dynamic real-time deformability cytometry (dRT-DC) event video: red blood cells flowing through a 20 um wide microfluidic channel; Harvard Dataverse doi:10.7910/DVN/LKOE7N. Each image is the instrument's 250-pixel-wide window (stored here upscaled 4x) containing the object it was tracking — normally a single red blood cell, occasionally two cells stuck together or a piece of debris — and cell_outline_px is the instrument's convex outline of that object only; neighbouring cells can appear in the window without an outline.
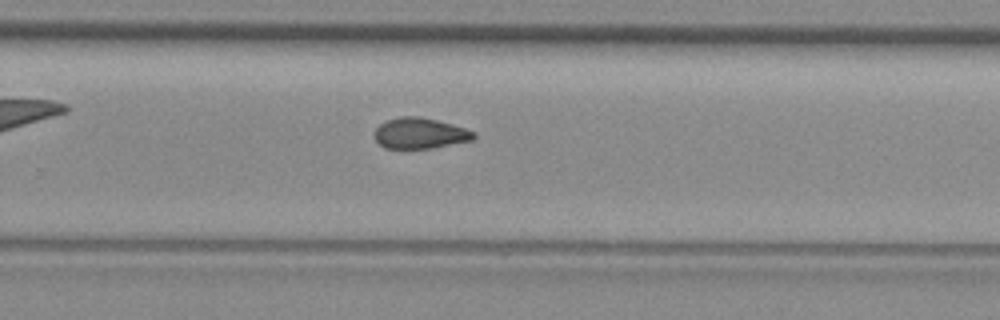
{"species": "common noctule bat (a hibernating species)", "species_latin": "Nyctalus noctula", "temperature_condition": "room temperature", "stored_images_in_passage": 35, "segment_of_instrument_passage": [2, 2], "camera_frame_rate_fps": 3000, "um_per_image_px": 0.085, "animal": {"sex": "female", "body_mass_g": 29.2, "forearm_length_mm": 56.3}, "frame": {"image": 1, "passage_image": 19, "time_ms": 6.0, "image_size_px": [1000, 320], "cell_outline_px": [[476, 136], [472, 140], [432, 148], [384, 148], [376, 140], [376, 128], [380, 124], [388, 120], [400, 116], [420, 116], [452, 124], [476, 132]], "centroid_in_image_um": [35.72, 11.32], "position_along_channel_um": 294.1, "area_um2": 17.63}}
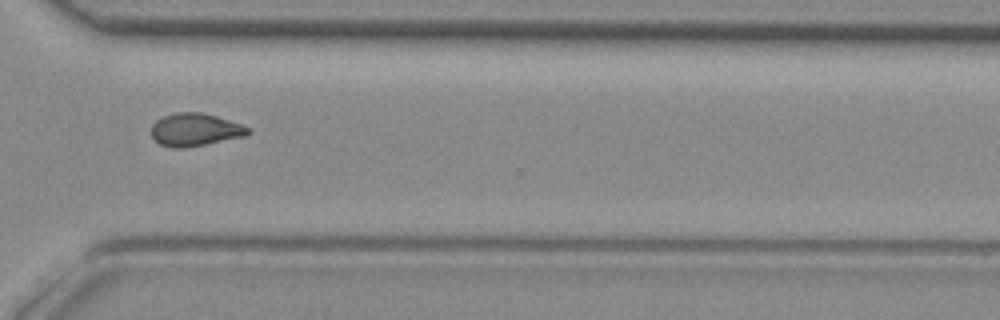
{"frame": {"image": 2, "passage_image": 23, "time_ms": 7.333, "image_size_px": [1000, 320], "cell_outline_px": [[252, 132], [248, 136], [184, 148], [172, 148], [160, 144], [152, 136], [152, 124], [156, 120], [164, 116], [176, 112], [204, 112], [240, 124], [248, 128]], "centroid_in_image_um": [16.6, 11.03], "position_along_channel_um": 354.0, "area_um2": 18.5}}
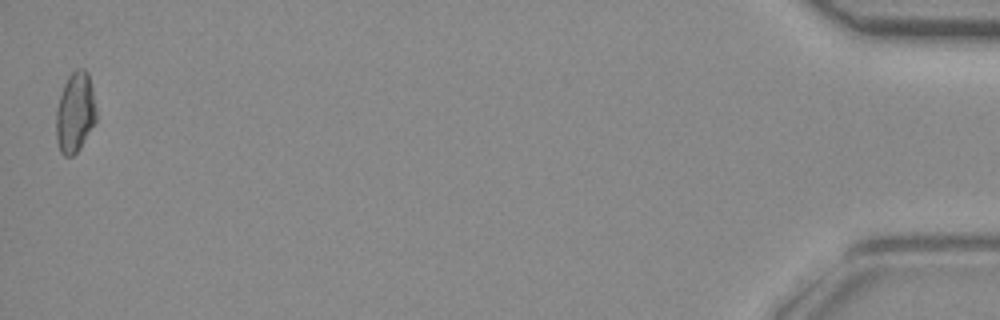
{"frame": {"image": 3, "passage_image": 35, "time_ms": 11.333, "image_size_px": [1000, 320], "cell_outline_px": [[96, 120], [80, 148], [72, 156], [64, 156], [60, 152], [56, 140], [56, 108], [64, 84], [68, 76], [76, 68], [84, 68], [88, 72], [92, 88], [96, 112]], "centroid_in_image_um": [6.37, 9.55], "position_along_channel_um": 428.8, "area_um2": 18.79}}